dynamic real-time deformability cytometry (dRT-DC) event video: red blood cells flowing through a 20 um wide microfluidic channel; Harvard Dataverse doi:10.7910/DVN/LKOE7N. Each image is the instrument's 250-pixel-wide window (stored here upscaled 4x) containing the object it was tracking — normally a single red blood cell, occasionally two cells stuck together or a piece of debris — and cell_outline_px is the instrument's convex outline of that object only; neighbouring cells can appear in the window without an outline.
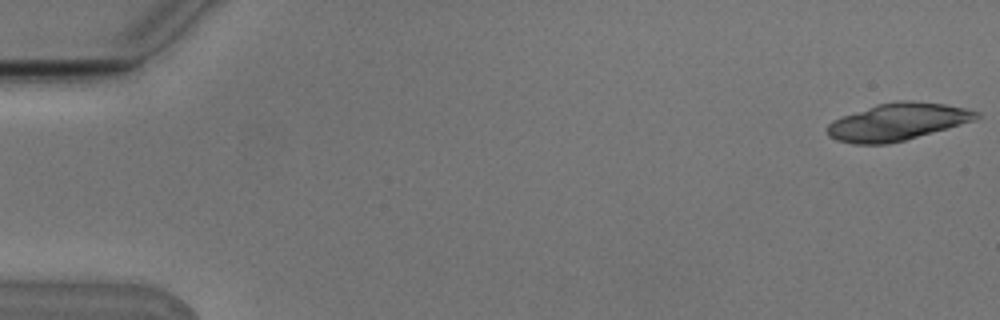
{"species": "Egyptian fruit bat (a non-hibernating species)", "species_latin": "Rousettus aegyptiacus", "temperature_condition": "cold", "stored_images_in_passage": 9, "camera_frame_rate_fps": 3000, "um_per_image_px": 0.085, "animal": {"sex": "male"}, "frame": {"image": 1, "passage_image": 1, "time_ms": 0.0, "image_size_px": [1000, 320], "cell_outline_px": [[980, 116], [976, 120], [948, 128], [904, 140], [888, 144], [852, 144], [836, 140], [828, 136], [828, 124], [832, 120], [876, 104], [896, 100], [912, 100], [944, 104], [968, 108], [980, 112]], "centroid_in_image_um": [76.3, 10.35], "position_along_channel_um": 8.7, "area_um2": 32.43}}
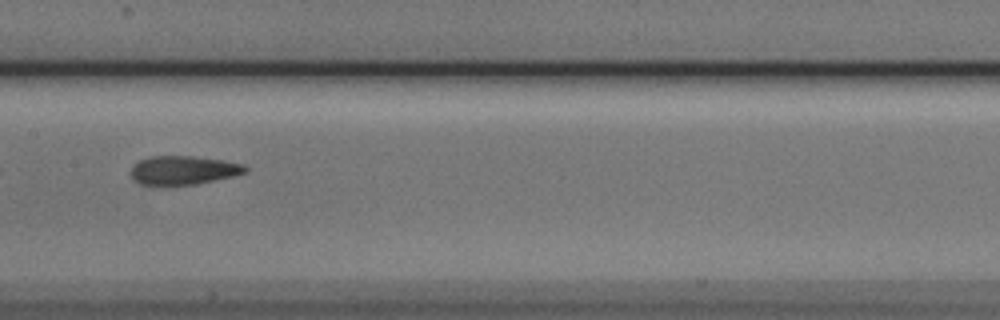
{"frame": {"image": 2, "passage_image": 8, "time_ms": 2.333, "image_size_px": [1000, 320], "cell_outline_px": [[248, 172], [232, 176], [196, 184], [140, 184], [132, 180], [132, 164], [148, 156], [192, 156], [224, 160], [244, 164], [248, 168]], "centroid_in_image_um": [15.59, 14.45], "position_along_channel_um": 191.8, "area_um2": 19.07}}
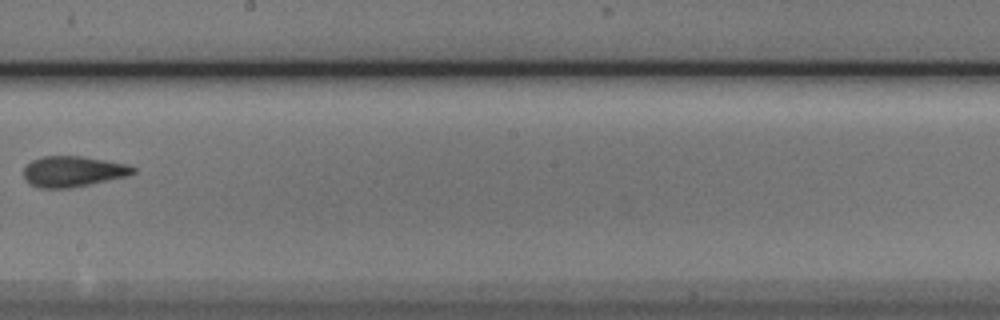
{"frame": {"image": 3, "passage_image": 9, "time_ms": 2.667, "image_size_px": [1000, 320], "cell_outline_px": [[136, 172], [128, 176], [68, 188], [40, 188], [32, 184], [24, 176], [24, 168], [32, 160], [44, 156], [80, 156], [128, 164], [136, 168]], "centroid_in_image_um": [6.24, 14.56], "position_along_channel_um": 242.0, "area_um2": 19.31}}